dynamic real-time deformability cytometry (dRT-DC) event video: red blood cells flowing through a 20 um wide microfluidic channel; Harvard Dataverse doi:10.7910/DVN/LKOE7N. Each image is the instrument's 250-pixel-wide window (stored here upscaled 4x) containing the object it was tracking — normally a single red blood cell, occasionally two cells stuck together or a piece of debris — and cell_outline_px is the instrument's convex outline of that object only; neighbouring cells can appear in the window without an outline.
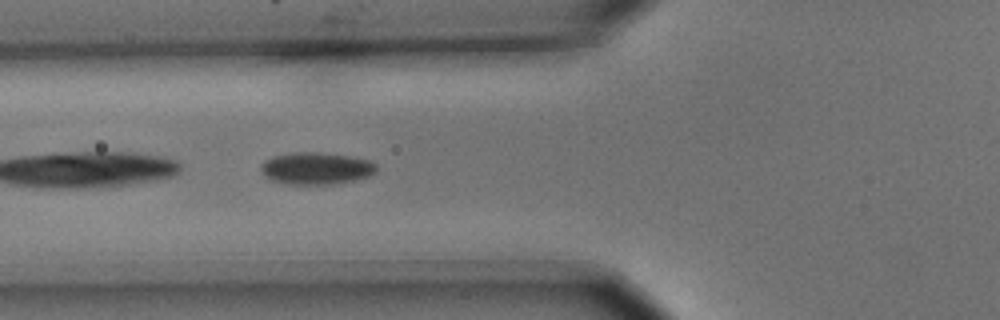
{"species": "common noctule bat (a hibernating species)", "species_latin": "Nyctalus noctula", "temperature_condition": "cold", "stored_images_in_passage": 4, "camera_frame_rate_fps": 3000, "um_per_image_px": 0.085, "animal": {"sex": "male", "body_mass_g": 15.6}, "frame": {"image": 1, "passage_image": 4, "time_ms": 1.0, "image_size_px": [1000, 320], "cell_outline_px": [[376, 172], [368, 176], [356, 180], [332, 184], [284, 184], [272, 180], [264, 176], [260, 168], [260, 164], [264, 160], [272, 156], [292, 152], [320, 152], [352, 156], [372, 160], [376, 164]], "centroid_in_image_um": [26.87, 14.3], "position_along_channel_um": 98.9, "area_um2": 21.96}}